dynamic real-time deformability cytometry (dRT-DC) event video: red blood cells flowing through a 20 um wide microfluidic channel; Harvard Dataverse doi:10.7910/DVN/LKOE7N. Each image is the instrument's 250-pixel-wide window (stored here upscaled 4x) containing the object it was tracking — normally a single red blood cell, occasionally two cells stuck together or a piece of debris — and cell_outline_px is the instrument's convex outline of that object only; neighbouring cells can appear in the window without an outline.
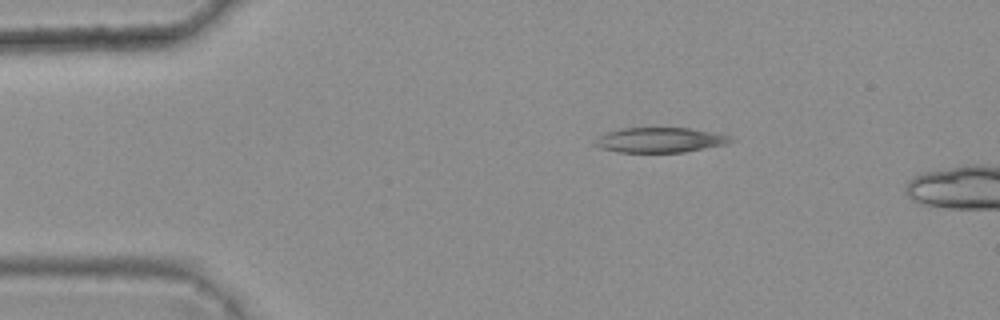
{"species": "common noctule bat (a hibernating species)", "species_latin": "Nyctalus noctula", "temperature_condition": "warm", "stored_images_in_passage": 2, "camera_frame_rate_fps": 3000, "um_per_image_px": 0.085, "animal": {"sex": "female", "body_mass_g": 25.1}, "frame": {"image": 1, "passage_image": 1, "time_ms": 0.0, "image_size_px": [1000, 320], "cell_outline_px": [[736, 140], [728, 144], [684, 152], [620, 152], [600, 148], [592, 144], [592, 140], [608, 132], [620, 128], [688, 128], [712, 132], [728, 136]], "centroid_in_image_um": [56.07, 11.9], "position_along_channel_um": 28.9, "area_um2": 19.77}}